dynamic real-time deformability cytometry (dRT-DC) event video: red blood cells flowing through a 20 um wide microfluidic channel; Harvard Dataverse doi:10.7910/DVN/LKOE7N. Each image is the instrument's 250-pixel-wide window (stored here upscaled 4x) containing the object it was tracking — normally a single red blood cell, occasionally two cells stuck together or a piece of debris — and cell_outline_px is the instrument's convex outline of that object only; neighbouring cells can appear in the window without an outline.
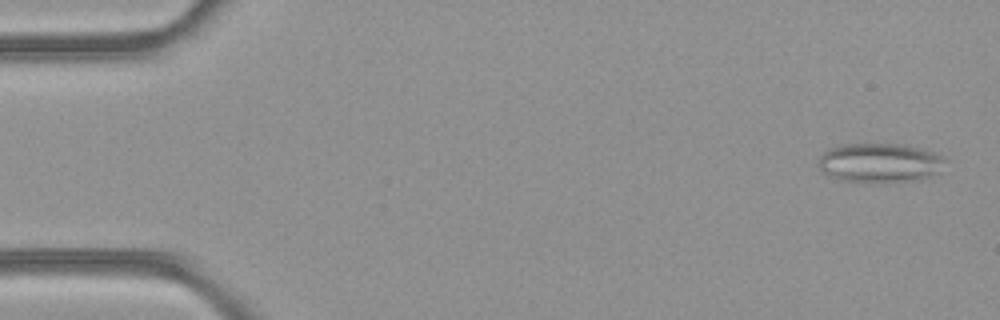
{"species": "common noctule bat (a hibernating species)", "species_latin": "Nyctalus noctula", "temperature_condition": "room temperature", "stored_images_in_passage": 6, "camera_frame_rate_fps": 3000, "um_per_image_px": 0.085, "animal": {"sex": "female", "body_mass_g": 21.9}, "frame": {"image": 1, "passage_image": 1, "time_ms": 0.0, "image_size_px": [1000, 320], "cell_outline_px": [[948, 160], [940, 172], [916, 180], [840, 180], [824, 172], [820, 168], [820, 156], [824, 152], [840, 144], [904, 144], [932, 152], [944, 156]], "centroid_in_image_um": [74.84, 13.8], "position_along_channel_um": 10.2, "area_um2": 28.21}}